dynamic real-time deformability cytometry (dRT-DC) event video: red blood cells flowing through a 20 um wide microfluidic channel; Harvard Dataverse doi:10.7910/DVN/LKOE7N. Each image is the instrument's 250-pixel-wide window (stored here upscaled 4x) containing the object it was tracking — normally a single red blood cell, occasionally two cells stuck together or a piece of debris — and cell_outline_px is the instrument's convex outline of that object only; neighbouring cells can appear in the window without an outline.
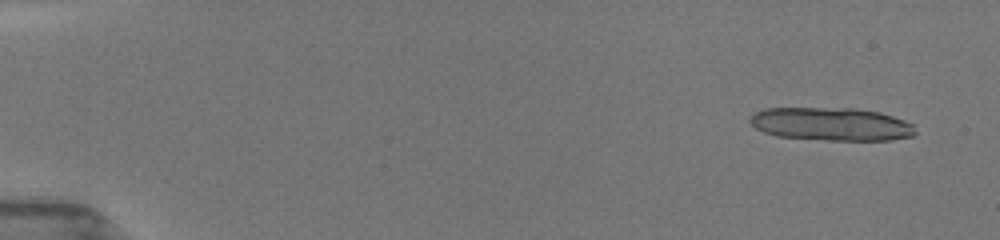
{"species": "common noctule bat (a hibernating species)", "species_latin": "Nyctalus noctula", "temperature_condition": "room temperature", "stored_images_in_passage": 9, "camera_frame_rate_fps": 3000, "um_per_image_px": 0.085, "animal": {"sex": "female", "body_mass_g": 19.5, "forearm_length_mm": 54.1}, "frame": {"image": 1, "passage_image": 2, "time_ms": 0.667, "image_size_px": [1000, 240], "cell_outline_px": [[916, 132], [912, 136], [888, 140], [828, 140], [776, 136], [764, 132], [756, 128], [748, 120], [756, 112], [768, 108], [856, 108], [880, 112], [904, 120], [912, 124]], "centroid_in_image_um": [70.66, 10.54], "position_along_channel_um": 14.3, "area_um2": 31.79}}